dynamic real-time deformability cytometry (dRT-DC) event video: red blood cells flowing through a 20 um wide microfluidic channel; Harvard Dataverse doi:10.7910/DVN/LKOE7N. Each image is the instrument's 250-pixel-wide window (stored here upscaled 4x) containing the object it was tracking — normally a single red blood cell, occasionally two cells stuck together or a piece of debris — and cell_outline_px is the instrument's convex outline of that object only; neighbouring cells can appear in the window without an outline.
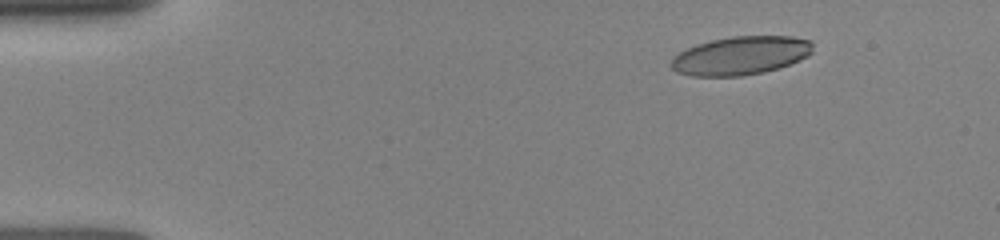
{"species": "human", "species_latin": "Homo sapiens", "temperature_condition": "room temperature", "stored_images_in_passage": 8, "camera_frame_rate_fps": 3000, "um_per_image_px": 0.085, "donor": {"sex": "female"}, "frame": {"image": 1, "passage_image": 2, "time_ms": 1.0, "image_size_px": [1000, 240], "cell_outline_px": [[812, 52], [808, 56], [800, 60], [764, 72], [740, 76], [692, 76], [676, 72], [668, 64], [672, 56], [688, 48], [712, 40], [732, 36], [792, 36], [812, 40]], "centroid_in_image_um": [62.94, 4.73], "position_along_channel_um": 22.1, "area_um2": 31.79}}
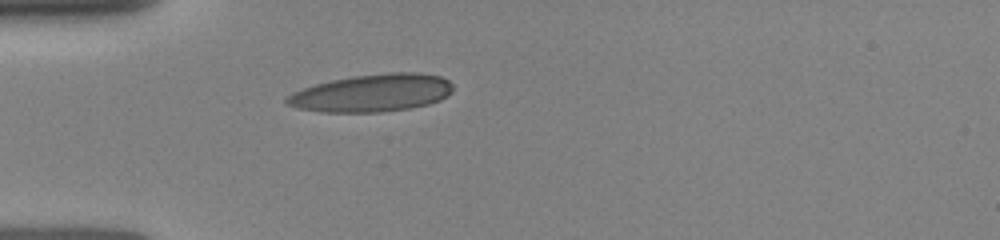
{"frame": {"image": 2, "passage_image": 6, "time_ms": 3.667, "image_size_px": [1000, 240], "cell_outline_px": [[452, 92], [440, 100], [428, 104], [408, 108], [380, 112], [320, 112], [296, 108], [288, 104], [284, 100], [292, 92], [316, 84], [332, 80], [352, 76], [392, 72], [416, 72], [440, 76], [448, 80], [452, 84]], "centroid_in_image_um": [31.62, 7.9], "position_along_channel_um": 53.4, "area_um2": 36.3}}
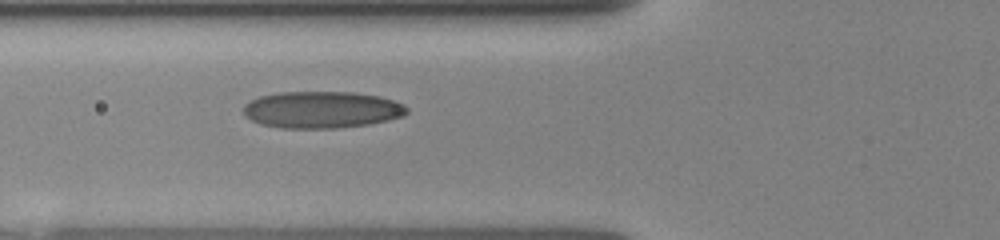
{"frame": {"image": 3, "passage_image": 8, "time_ms": 5.0, "image_size_px": [1000, 240], "cell_outline_px": [[408, 112], [404, 116], [388, 120], [368, 124], [336, 128], [280, 128], [260, 124], [244, 116], [244, 104], [248, 100], [260, 96], [280, 92], [352, 92], [380, 96], [404, 104], [408, 108]], "centroid_in_image_um": [27.34, 9.32], "position_along_channel_um": 98.5, "area_um2": 35.26}}